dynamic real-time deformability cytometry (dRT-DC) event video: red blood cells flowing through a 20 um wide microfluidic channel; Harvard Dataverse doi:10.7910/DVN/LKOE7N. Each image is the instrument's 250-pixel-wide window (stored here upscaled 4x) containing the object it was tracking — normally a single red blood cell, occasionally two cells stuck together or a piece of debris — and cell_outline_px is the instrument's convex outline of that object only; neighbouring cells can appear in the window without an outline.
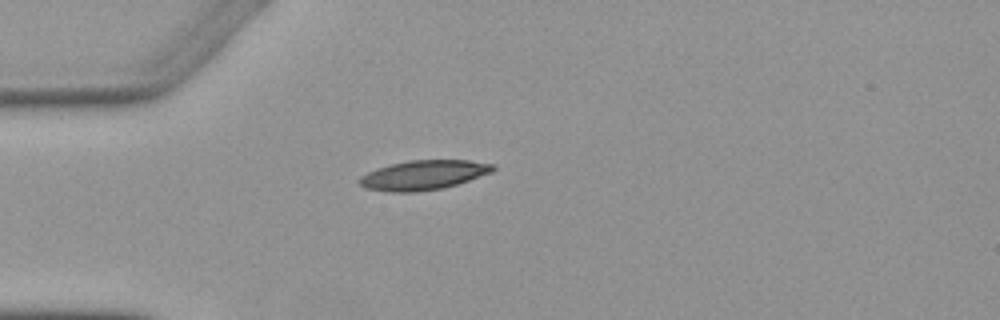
{"species": "Egyptian fruit bat (a non-hibernating species)", "species_latin": "Rousettus aegyptiacus", "temperature_condition": "warm", "stored_images_in_passage": 2, "camera_frame_rate_fps": 3000, "um_per_image_px": 0.085, "animal": {"sex": "female"}, "frame": {"image": 1, "passage_image": 2, "time_ms": 2.333, "image_size_px": [1000, 320], "cell_outline_px": [[496, 168], [492, 172], [456, 184], [440, 188], [416, 192], [388, 192], [364, 188], [356, 180], [360, 176], [376, 168], [408, 160], [468, 160], [496, 164]], "centroid_in_image_um": [35.96, 14.87], "position_along_channel_um": 49.0, "area_um2": 23.0}}